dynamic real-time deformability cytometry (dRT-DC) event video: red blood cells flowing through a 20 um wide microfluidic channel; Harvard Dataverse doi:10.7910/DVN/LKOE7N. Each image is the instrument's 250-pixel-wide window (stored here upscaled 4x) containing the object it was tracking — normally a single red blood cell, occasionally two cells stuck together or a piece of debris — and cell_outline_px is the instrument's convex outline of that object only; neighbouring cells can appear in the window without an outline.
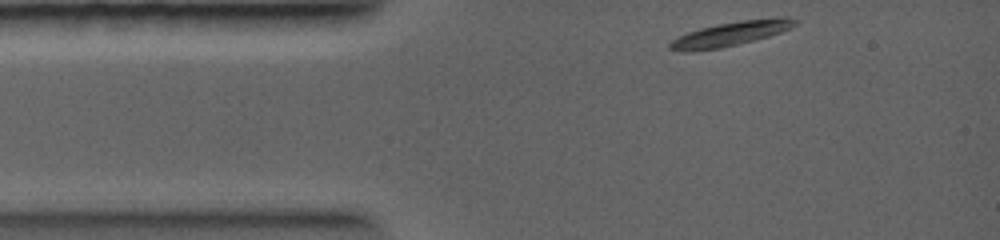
{"species": "common noctule bat (a hibernating species)", "species_latin": "Nyctalus noctula", "temperature_condition": "warm", "stored_images_in_passage": 29, "camera_frame_rate_fps": 5000, "um_per_image_px": 0.085, "animal": {"sex": "female", "body_mass_g": 19.0, "forearm_length_mm": 56.7}, "frame": {"image": 1, "passage_image": 1, "time_ms": 0.0, "image_size_px": [1000, 240], "cell_outline_px": [[796, 24], [780, 32], [768, 36], [720, 48], [684, 52], [668, 48], [668, 44], [672, 40], [688, 32], [700, 28], [720, 24], [744, 20], [784, 16], [796, 20]], "centroid_in_image_um": [62.07, 2.87], "position_along_channel_um": 22.9, "area_um2": 17.22}}
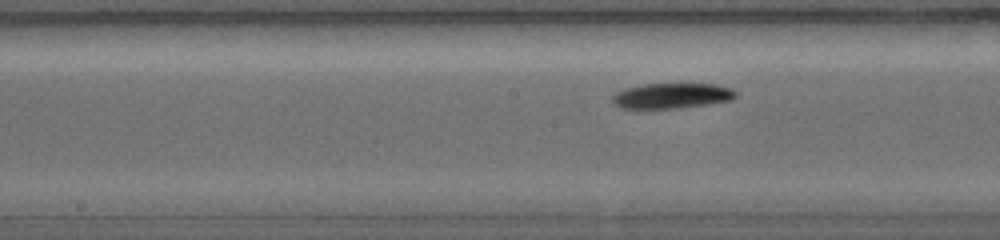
{"frame": {"image": 2, "passage_image": 14, "time_ms": 4.0, "image_size_px": [1000, 240], "cell_outline_px": [[736, 96], [732, 100], [708, 104], [680, 108], [620, 108], [612, 100], [612, 96], [616, 92], [624, 88], [644, 84], [712, 84], [728, 88], [736, 92]], "centroid_in_image_um": [57.07, 8.14], "position_along_channel_um": 191.1, "area_um2": 18.03}}
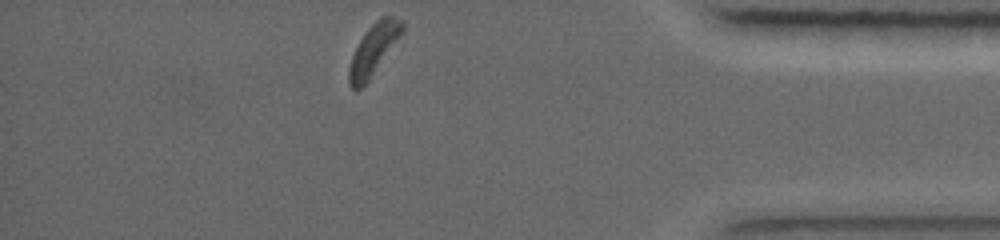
{"frame": {"image": 3, "passage_image": 29, "time_ms": 8.8, "image_size_px": [1000, 240], "cell_outline_px": [[404, 32], [368, 80], [360, 88], [352, 88], [348, 84], [348, 68], [352, 56], [360, 40], [368, 28], [380, 16], [392, 16], [404, 20]], "centroid_in_image_um": [31.78, 4.16], "position_along_channel_um": 403.4, "area_um2": 15.61}}